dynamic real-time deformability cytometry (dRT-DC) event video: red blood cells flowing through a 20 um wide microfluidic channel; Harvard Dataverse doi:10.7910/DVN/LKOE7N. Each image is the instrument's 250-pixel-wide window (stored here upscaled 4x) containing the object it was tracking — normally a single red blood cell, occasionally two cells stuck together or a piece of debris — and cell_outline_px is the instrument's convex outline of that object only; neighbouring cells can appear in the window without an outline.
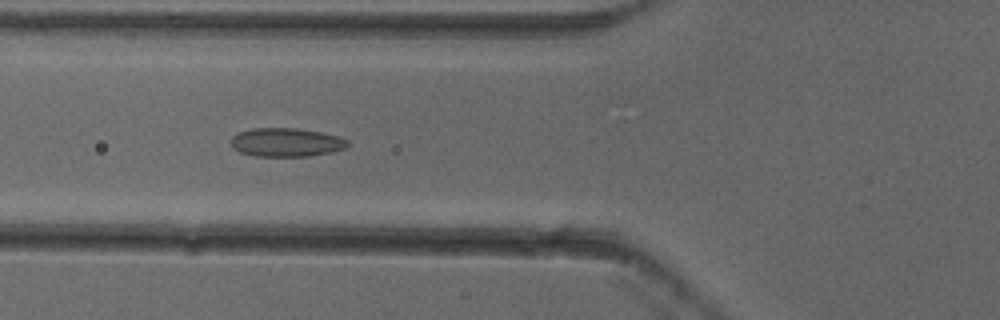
{"species": "common noctule bat (a hibernating species)", "species_latin": "Nyctalus noctula", "temperature_condition": "cold", "stored_images_in_passage": 54, "camera_frame_rate_fps": 3000, "um_per_image_px": 0.085, "animal": {"sex": "female"}, "frame": {"image": 1, "passage_image": 21, "time_ms": 6.667, "image_size_px": [1000, 320], "cell_outline_px": [[348, 144], [344, 148], [332, 152], [308, 156], [256, 156], [240, 152], [232, 148], [232, 136], [240, 132], [252, 128], [296, 128], [320, 132], [340, 136], [348, 140]], "centroid_in_image_um": [24.34, 12.09], "position_along_channel_um": 101.5, "area_um2": 19.42}}
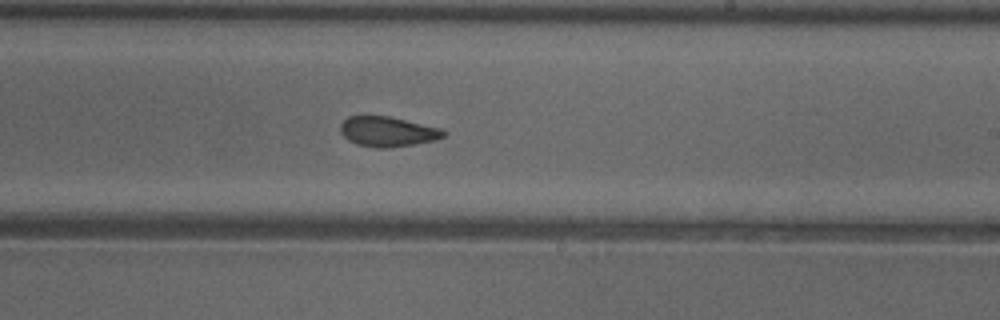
{"frame": {"image": 2, "passage_image": 33, "time_ms": 10.667, "image_size_px": [1000, 320], "cell_outline_px": [[448, 132], [444, 136], [436, 140], [388, 148], [376, 148], [356, 144], [348, 140], [340, 132], [340, 124], [348, 116], [388, 116], [440, 128]], "centroid_in_image_um": [32.93, 11.19], "position_along_channel_um": 256.1, "area_um2": 17.98}}
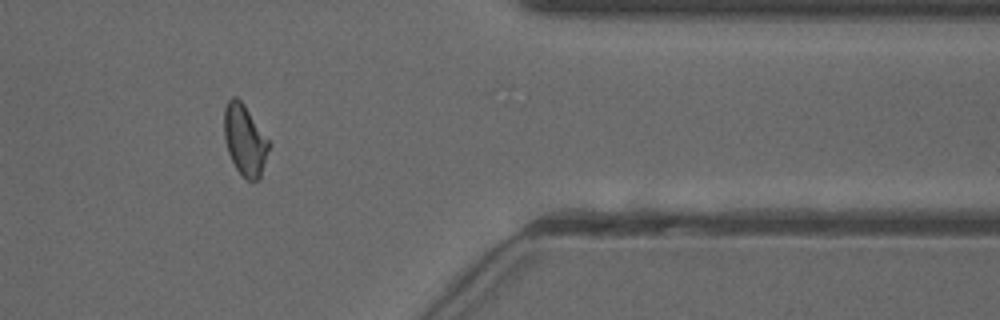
{"frame": {"image": 3, "passage_image": 45, "time_ms": 14.667, "image_size_px": [1000, 320], "cell_outline_px": [[268, 148], [260, 180], [248, 180], [236, 168], [228, 152], [224, 140], [224, 108], [228, 100], [232, 96], [236, 96], [244, 104], [268, 140]], "centroid_in_image_um": [20.77, 11.88], "position_along_channel_um": 390.6, "area_um2": 18.09}, "authors_computed_cell_mechanics": {"area_um2": 18.7272, "velocity_mm_per_s": 3.8518, "shape_relaxation_time_tau1_ms": null, "shape_relaxation_time_tau2_ms": 2.0187, "deformation_change_tau1": null, "deformation_change_tau2": 0.0829}}